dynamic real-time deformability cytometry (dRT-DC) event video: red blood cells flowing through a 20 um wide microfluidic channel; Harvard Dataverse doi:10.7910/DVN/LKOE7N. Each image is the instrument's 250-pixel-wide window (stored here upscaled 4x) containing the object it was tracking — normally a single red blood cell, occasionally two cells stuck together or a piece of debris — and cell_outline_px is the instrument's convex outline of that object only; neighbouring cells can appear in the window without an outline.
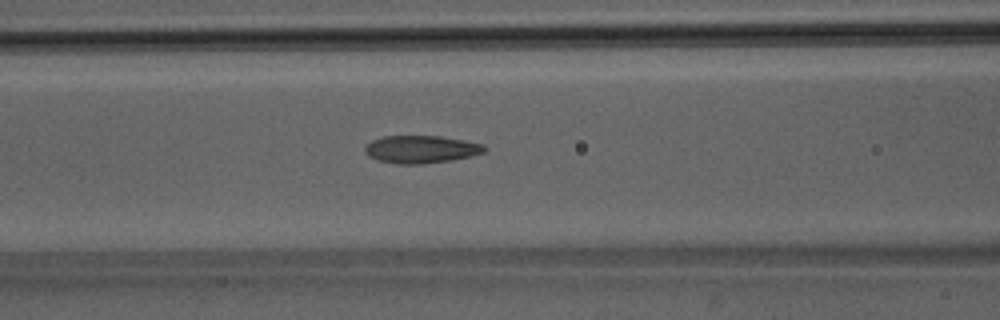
{"species": "Egyptian fruit bat (a non-hibernating species)", "species_latin": "Rousettus aegyptiacus", "temperature_condition": "room temperature", "stored_images_in_passage": 35, "camera_frame_rate_fps": 3000, "um_per_image_px": 0.085, "animal": {"sex": "male"}, "frame": {"image": 1, "passage_image": 11, "time_ms": 3.333, "image_size_px": [1000, 320], "cell_outline_px": [[488, 148], [484, 152], [472, 156], [452, 160], [424, 164], [396, 164], [376, 160], [368, 156], [364, 152], [364, 148], [372, 140], [384, 136], [440, 136], [484, 144]], "centroid_in_image_um": [35.79, 12.7], "position_along_channel_um": 130.8, "area_um2": 19.42}}